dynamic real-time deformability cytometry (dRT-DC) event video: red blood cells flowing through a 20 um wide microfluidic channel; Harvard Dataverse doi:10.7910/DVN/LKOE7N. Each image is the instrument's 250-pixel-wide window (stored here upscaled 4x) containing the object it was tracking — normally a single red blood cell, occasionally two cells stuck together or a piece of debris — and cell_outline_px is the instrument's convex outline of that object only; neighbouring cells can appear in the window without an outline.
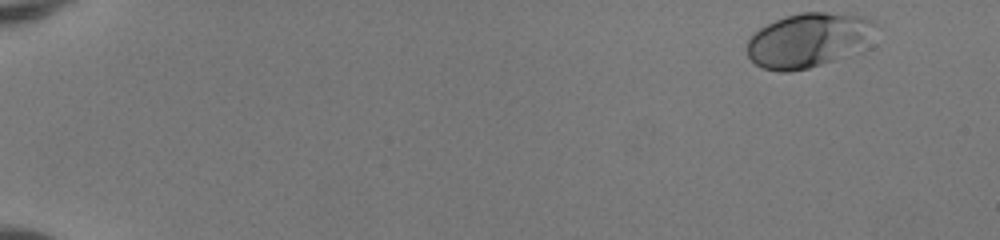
{"species": "human", "species_latin": "Homo sapiens", "temperature_condition": "room temperature", "stored_images_in_passage": 48, "camera_frame_rate_fps": 3000, "um_per_image_px": 0.085, "donor": {"sex": "female"}, "frame": {"image": 1, "passage_image": 1, "time_ms": 0.0, "image_size_px": [1000, 240], "cell_outline_px": [[880, 28], [864, 52], [808, 68], [788, 72], [780, 72], [760, 68], [748, 56], [748, 40], [760, 28], [776, 20], [800, 12], [848, 12], [864, 16], [880, 24]], "centroid_in_image_um": [68.89, 3.41], "position_along_channel_um": 16.1, "area_um2": 42.08}}
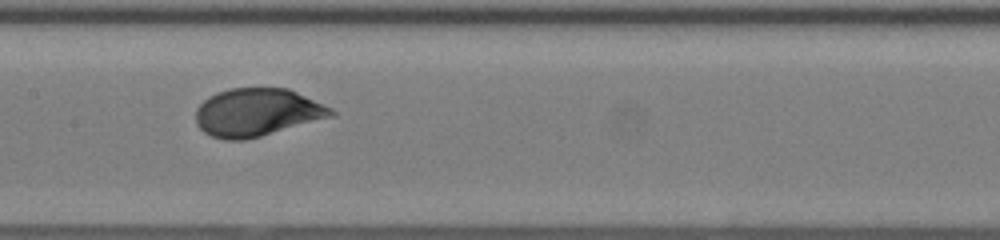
{"frame": {"image": 2, "passage_image": 25, "time_ms": 8.0, "image_size_px": [1000, 240], "cell_outline_px": [[336, 116], [260, 136], [244, 140], [224, 140], [212, 136], [204, 132], [196, 124], [196, 108], [208, 96], [216, 92], [228, 88], [288, 88], [332, 108], [336, 112]], "centroid_in_image_um": [21.85, 9.55], "position_along_channel_um": 185.5, "area_um2": 37.92}}
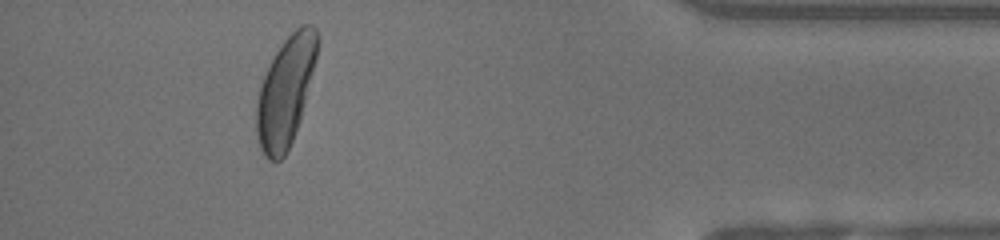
{"frame": {"image": 3, "passage_image": 44, "time_ms": 14.333, "image_size_px": [1000, 240], "cell_outline_px": [[316, 60], [300, 120], [292, 140], [284, 156], [276, 164], [268, 160], [264, 156], [260, 148], [256, 136], [256, 100], [264, 76], [276, 52], [284, 40], [300, 24], [312, 24], [316, 28]], "centroid_in_image_um": [24.24, 7.83], "position_along_channel_um": 411.0, "area_um2": 38.32}, "authors_computed_cell_mechanics": {"area_um2": 37.6856, "velocity_mm_per_s": 4.152, "shape_relaxation_time_tau1_ms": 2.5446, "shape_relaxation_time_tau2_ms": null, "deformation_change_tau1": 0.1577, "deformation_change_tau2": null}}